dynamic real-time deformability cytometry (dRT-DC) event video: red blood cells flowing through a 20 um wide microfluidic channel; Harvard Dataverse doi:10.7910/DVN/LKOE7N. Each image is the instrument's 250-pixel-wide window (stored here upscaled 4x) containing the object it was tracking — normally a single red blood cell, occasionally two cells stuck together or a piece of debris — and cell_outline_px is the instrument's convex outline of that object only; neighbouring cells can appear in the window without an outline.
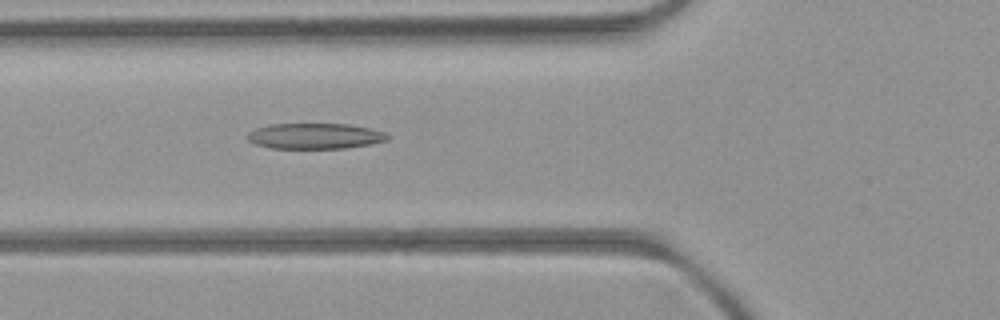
{"species": "common noctule bat (a hibernating species)", "species_latin": "Nyctalus noctula", "temperature_condition": "room temperature", "stored_images_in_passage": 6, "camera_frame_rate_fps": 3000, "um_per_image_px": 0.085, "animal": {"sex": "female", "body_mass_g": 21.9}, "frame": {"image": 1, "passage_image": 6, "time_ms": 6.333, "image_size_px": [1000, 320], "cell_outline_px": [[388, 140], [372, 144], [344, 148], [272, 148], [256, 144], [248, 140], [244, 136], [248, 132], [256, 128], [268, 124], [348, 124], [368, 128], [384, 132], [388, 136]], "centroid_in_image_um": [26.73, 11.56], "position_along_channel_um": 99.1, "area_um2": 20.92}}